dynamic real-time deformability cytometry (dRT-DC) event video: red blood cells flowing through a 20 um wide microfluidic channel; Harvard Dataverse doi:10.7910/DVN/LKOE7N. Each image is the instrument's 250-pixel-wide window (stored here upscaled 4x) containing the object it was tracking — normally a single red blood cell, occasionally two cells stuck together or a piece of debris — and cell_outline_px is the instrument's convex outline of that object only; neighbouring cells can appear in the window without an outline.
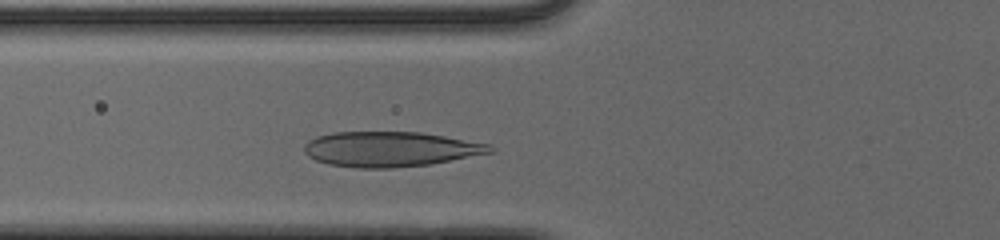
{"species": "human", "species_latin": "Homo sapiens", "temperature_condition": "cold", "stored_images_in_passage": 30, "camera_frame_rate_fps": 3000, "um_per_image_px": 0.085, "donor": {"sex": "male"}, "frame": {"image": 1, "passage_image": 5, "time_ms": 1.333, "image_size_px": [1000, 240], "cell_outline_px": [[492, 152], [428, 164], [392, 168], [360, 168], [328, 164], [316, 160], [308, 156], [304, 152], [304, 144], [308, 140], [316, 136], [332, 132], [420, 132], [444, 136], [488, 144], [492, 148]], "centroid_in_image_um": [33.09, 12.67], "position_along_channel_um": 92.7, "area_um2": 37.63}}
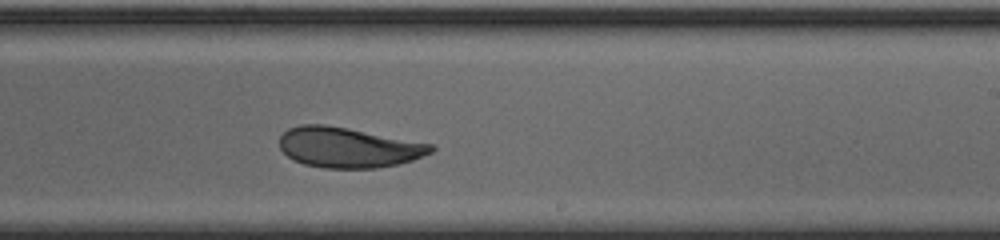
{"frame": {"image": 2, "passage_image": 18, "time_ms": 5.667, "image_size_px": [1000, 240], "cell_outline_px": [[436, 148], [432, 152], [412, 160], [400, 164], [376, 168], [324, 168], [304, 164], [292, 160], [280, 148], [280, 136], [288, 128], [300, 124], [324, 124], [348, 128], [432, 144]], "centroid_in_image_um": [29.59, 12.53], "position_along_channel_um": 259.4, "area_um2": 35.55}}
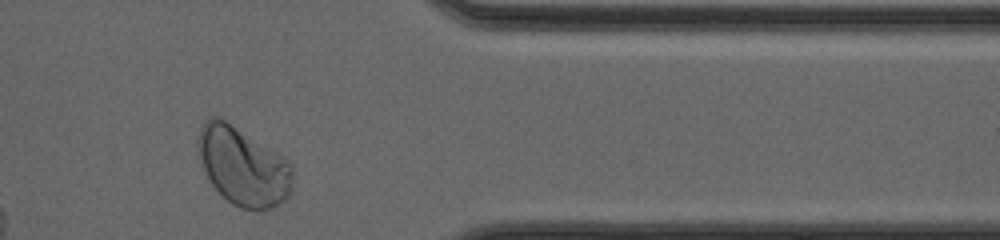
{"frame": {"image": 3, "passage_image": 29, "time_ms": 9.333, "image_size_px": [1000, 240], "cell_outline_px": [[292, 188], [288, 196], [284, 200], [268, 208], [240, 208], [232, 204], [212, 184], [204, 168], [200, 156], [196, 140], [200, 128], [212, 116], [216, 116], [224, 120], [288, 160], [292, 168]], "centroid_in_image_um": [20.65, 14.13], "position_along_channel_um": 390.7, "area_um2": 41.91}, "authors_computed_cell_mechanics": {"area_um2": 36.125, "velocity_mm_per_s": 3.8524, "shape_relaxation_time_tau1_ms": 5.1669, "shape_relaxation_time_tau2_ms": 1.4082, "deformation_change_tau1": 0.1414, "deformation_change_tau2": 0.0464}}